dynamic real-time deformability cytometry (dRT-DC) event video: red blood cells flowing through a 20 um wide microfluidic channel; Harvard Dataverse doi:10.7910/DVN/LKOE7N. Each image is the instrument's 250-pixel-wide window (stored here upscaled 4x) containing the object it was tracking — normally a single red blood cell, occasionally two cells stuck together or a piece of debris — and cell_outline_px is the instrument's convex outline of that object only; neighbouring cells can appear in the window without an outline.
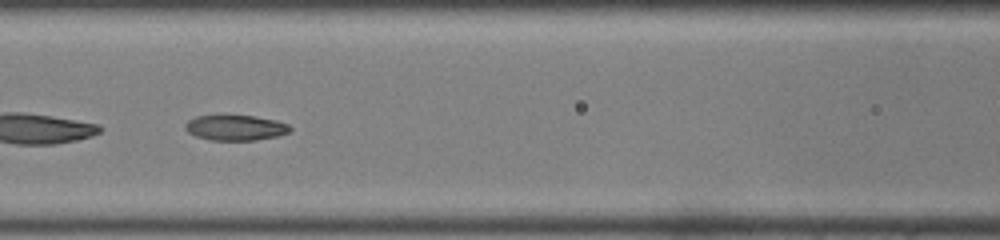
{"species": "common noctule bat (a hibernating species)", "species_latin": "Nyctalus noctula", "temperature_condition": "room temperature", "stored_images_in_passage": 46, "camera_frame_rate_fps": 3000, "um_per_image_px": 0.085, "animal": {"sex": "male", "body_mass_g": 19.0, "forearm_length_mm": 50.8}, "frame": {"image": 1, "passage_image": 20, "time_ms": 6.333, "image_size_px": [1000, 240], "cell_outline_px": [[292, 128], [288, 132], [276, 136], [256, 140], [212, 140], [196, 136], [188, 132], [184, 128], [184, 124], [188, 120], [196, 116], [256, 116], [276, 120], [288, 124]], "centroid_in_image_um": [20.01, 10.85], "position_along_channel_um": 146.6, "area_um2": 15.37}, "authors_computed_cell_mechanics": {"area_um2": 16.5308, "velocity_mm_per_s": 4.106, "shape_relaxation_time_tau1_ms": 5.7525, "shape_relaxation_time_tau2_ms": 2.0977, "deformation_change_tau1": 0.1822, "deformation_change_tau2": 0.0634}}